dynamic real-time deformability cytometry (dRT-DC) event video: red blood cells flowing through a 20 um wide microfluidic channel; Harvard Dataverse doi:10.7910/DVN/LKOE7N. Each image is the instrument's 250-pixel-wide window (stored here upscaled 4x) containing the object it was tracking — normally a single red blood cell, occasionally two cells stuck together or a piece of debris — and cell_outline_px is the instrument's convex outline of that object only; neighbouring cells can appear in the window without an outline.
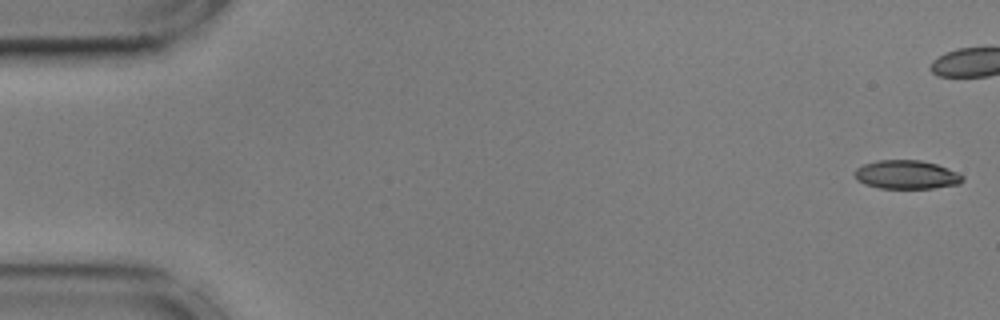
{"species": "common noctule bat (a hibernating species)", "species_latin": "Nyctalus noctula", "temperature_condition": "cold", "stored_images_in_passage": 44, "camera_frame_rate_fps": 3000, "um_per_image_px": 0.085, "animal": {"sex": "male", "body_mass_g": 17.9, "forearm_length_mm": 54.2}, "frame": {"image": 1, "passage_image": 1, "time_ms": 0.0, "image_size_px": [1000, 320], "cell_outline_px": [[964, 180], [960, 184], [932, 188], [880, 188], [864, 184], [856, 180], [856, 168], [864, 164], [880, 160], [920, 160], [936, 164], [948, 168], [964, 176]], "centroid_in_image_um": [77.07, 14.85], "position_along_channel_um": 7.9, "area_um2": 17.98}}
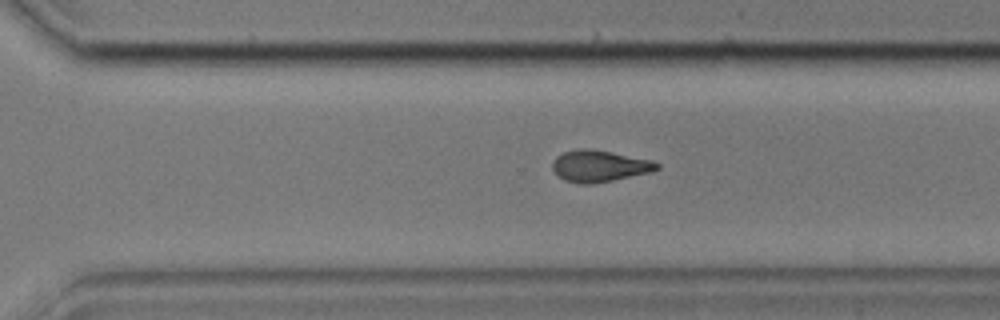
{"frame": {"image": 2, "passage_image": 38, "time_ms": 12.333, "image_size_px": [1000, 320], "cell_outline_px": [[660, 168], [652, 172], [592, 184], [580, 184], [564, 180], [552, 168], [552, 160], [556, 156], [564, 152], [580, 148], [588, 148], [612, 152], [648, 160], [660, 164]], "centroid_in_image_um": [50.92, 14.11], "position_along_channel_um": 319.7, "area_um2": 19.07}}